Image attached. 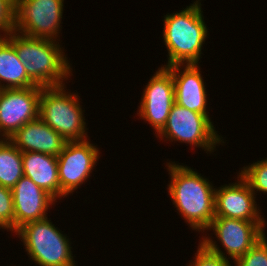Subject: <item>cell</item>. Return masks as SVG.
<instances>
[{"mask_svg":"<svg viewBox=\"0 0 267 266\" xmlns=\"http://www.w3.org/2000/svg\"><path fill=\"white\" fill-rule=\"evenodd\" d=\"M88 140L66 142L57 156L60 200L87 181L99 161L98 148Z\"/></svg>","mask_w":267,"mask_h":266,"instance_id":"obj_8","label":"cell"},{"mask_svg":"<svg viewBox=\"0 0 267 266\" xmlns=\"http://www.w3.org/2000/svg\"><path fill=\"white\" fill-rule=\"evenodd\" d=\"M197 253H195V260L188 264V266H233L231 265L230 257L227 258L225 253L219 249L216 241L212 238L202 237L199 242Z\"/></svg>","mask_w":267,"mask_h":266,"instance_id":"obj_19","label":"cell"},{"mask_svg":"<svg viewBox=\"0 0 267 266\" xmlns=\"http://www.w3.org/2000/svg\"><path fill=\"white\" fill-rule=\"evenodd\" d=\"M4 37L14 46L28 77L37 86H60L65 84L64 79L70 78L72 68L58 41L16 31Z\"/></svg>","mask_w":267,"mask_h":266,"instance_id":"obj_2","label":"cell"},{"mask_svg":"<svg viewBox=\"0 0 267 266\" xmlns=\"http://www.w3.org/2000/svg\"><path fill=\"white\" fill-rule=\"evenodd\" d=\"M201 0H196L184 10L164 16L163 38L168 50L164 67L176 64H198L207 38Z\"/></svg>","mask_w":267,"mask_h":266,"instance_id":"obj_3","label":"cell"},{"mask_svg":"<svg viewBox=\"0 0 267 266\" xmlns=\"http://www.w3.org/2000/svg\"><path fill=\"white\" fill-rule=\"evenodd\" d=\"M60 86L42 87L39 98V117L58 132L66 142L88 139L84 111L78 93Z\"/></svg>","mask_w":267,"mask_h":266,"instance_id":"obj_4","label":"cell"},{"mask_svg":"<svg viewBox=\"0 0 267 266\" xmlns=\"http://www.w3.org/2000/svg\"><path fill=\"white\" fill-rule=\"evenodd\" d=\"M14 233V204L12 191L0 185V229Z\"/></svg>","mask_w":267,"mask_h":266,"instance_id":"obj_22","label":"cell"},{"mask_svg":"<svg viewBox=\"0 0 267 266\" xmlns=\"http://www.w3.org/2000/svg\"><path fill=\"white\" fill-rule=\"evenodd\" d=\"M22 163L24 176L57 201L60 198L57 157L39 152H22Z\"/></svg>","mask_w":267,"mask_h":266,"instance_id":"obj_16","label":"cell"},{"mask_svg":"<svg viewBox=\"0 0 267 266\" xmlns=\"http://www.w3.org/2000/svg\"><path fill=\"white\" fill-rule=\"evenodd\" d=\"M21 152L58 156L65 146L63 137L40 117L26 123L9 139Z\"/></svg>","mask_w":267,"mask_h":266,"instance_id":"obj_15","label":"cell"},{"mask_svg":"<svg viewBox=\"0 0 267 266\" xmlns=\"http://www.w3.org/2000/svg\"><path fill=\"white\" fill-rule=\"evenodd\" d=\"M41 91V86L0 89V140L10 139L22 126L39 117Z\"/></svg>","mask_w":267,"mask_h":266,"instance_id":"obj_9","label":"cell"},{"mask_svg":"<svg viewBox=\"0 0 267 266\" xmlns=\"http://www.w3.org/2000/svg\"><path fill=\"white\" fill-rule=\"evenodd\" d=\"M238 180L236 183L225 184L215 189V217L266 222L260 215L261 210L257 208L256 194L240 174Z\"/></svg>","mask_w":267,"mask_h":266,"instance_id":"obj_12","label":"cell"},{"mask_svg":"<svg viewBox=\"0 0 267 266\" xmlns=\"http://www.w3.org/2000/svg\"><path fill=\"white\" fill-rule=\"evenodd\" d=\"M50 221H31L15 231L28 257L39 266H76L69 238Z\"/></svg>","mask_w":267,"mask_h":266,"instance_id":"obj_5","label":"cell"},{"mask_svg":"<svg viewBox=\"0 0 267 266\" xmlns=\"http://www.w3.org/2000/svg\"><path fill=\"white\" fill-rule=\"evenodd\" d=\"M15 28V0H0V37H4Z\"/></svg>","mask_w":267,"mask_h":266,"instance_id":"obj_23","label":"cell"},{"mask_svg":"<svg viewBox=\"0 0 267 266\" xmlns=\"http://www.w3.org/2000/svg\"><path fill=\"white\" fill-rule=\"evenodd\" d=\"M33 86L37 85L28 77L14 46L5 37H0V89Z\"/></svg>","mask_w":267,"mask_h":266,"instance_id":"obj_17","label":"cell"},{"mask_svg":"<svg viewBox=\"0 0 267 266\" xmlns=\"http://www.w3.org/2000/svg\"><path fill=\"white\" fill-rule=\"evenodd\" d=\"M171 176L168 193L186 223L196 231L206 230L215 218V189L211 182L188 166L166 165Z\"/></svg>","mask_w":267,"mask_h":266,"instance_id":"obj_1","label":"cell"},{"mask_svg":"<svg viewBox=\"0 0 267 266\" xmlns=\"http://www.w3.org/2000/svg\"><path fill=\"white\" fill-rule=\"evenodd\" d=\"M11 191L14 204V232L28 222L45 219L49 206L57 202L49 193L25 176Z\"/></svg>","mask_w":267,"mask_h":266,"instance_id":"obj_13","label":"cell"},{"mask_svg":"<svg viewBox=\"0 0 267 266\" xmlns=\"http://www.w3.org/2000/svg\"><path fill=\"white\" fill-rule=\"evenodd\" d=\"M142 95L137 115L148 121L158 134L166 125L171 107L175 103L171 71L161 66L150 78Z\"/></svg>","mask_w":267,"mask_h":266,"instance_id":"obj_10","label":"cell"},{"mask_svg":"<svg viewBox=\"0 0 267 266\" xmlns=\"http://www.w3.org/2000/svg\"><path fill=\"white\" fill-rule=\"evenodd\" d=\"M24 176L22 152L9 140H0V185L12 189Z\"/></svg>","mask_w":267,"mask_h":266,"instance_id":"obj_18","label":"cell"},{"mask_svg":"<svg viewBox=\"0 0 267 266\" xmlns=\"http://www.w3.org/2000/svg\"><path fill=\"white\" fill-rule=\"evenodd\" d=\"M235 266H267V237L258 241L242 257L234 262Z\"/></svg>","mask_w":267,"mask_h":266,"instance_id":"obj_21","label":"cell"},{"mask_svg":"<svg viewBox=\"0 0 267 266\" xmlns=\"http://www.w3.org/2000/svg\"><path fill=\"white\" fill-rule=\"evenodd\" d=\"M199 67V64H176L167 68L173 77L175 103L197 113L209 114L206 111L207 92Z\"/></svg>","mask_w":267,"mask_h":266,"instance_id":"obj_14","label":"cell"},{"mask_svg":"<svg viewBox=\"0 0 267 266\" xmlns=\"http://www.w3.org/2000/svg\"><path fill=\"white\" fill-rule=\"evenodd\" d=\"M64 0H15L14 31L56 40L62 24Z\"/></svg>","mask_w":267,"mask_h":266,"instance_id":"obj_7","label":"cell"},{"mask_svg":"<svg viewBox=\"0 0 267 266\" xmlns=\"http://www.w3.org/2000/svg\"><path fill=\"white\" fill-rule=\"evenodd\" d=\"M239 174L247 181L254 194L256 191L267 194V158L244 166Z\"/></svg>","mask_w":267,"mask_h":266,"instance_id":"obj_20","label":"cell"},{"mask_svg":"<svg viewBox=\"0 0 267 266\" xmlns=\"http://www.w3.org/2000/svg\"><path fill=\"white\" fill-rule=\"evenodd\" d=\"M265 223L215 217L206 230H213L226 254L235 262L265 236Z\"/></svg>","mask_w":267,"mask_h":266,"instance_id":"obj_11","label":"cell"},{"mask_svg":"<svg viewBox=\"0 0 267 266\" xmlns=\"http://www.w3.org/2000/svg\"><path fill=\"white\" fill-rule=\"evenodd\" d=\"M160 139L179 141L214 152L217 144L225 143L217 134L208 114H201L174 103L166 125L156 134ZM162 137V138H161Z\"/></svg>","mask_w":267,"mask_h":266,"instance_id":"obj_6","label":"cell"}]
</instances>
